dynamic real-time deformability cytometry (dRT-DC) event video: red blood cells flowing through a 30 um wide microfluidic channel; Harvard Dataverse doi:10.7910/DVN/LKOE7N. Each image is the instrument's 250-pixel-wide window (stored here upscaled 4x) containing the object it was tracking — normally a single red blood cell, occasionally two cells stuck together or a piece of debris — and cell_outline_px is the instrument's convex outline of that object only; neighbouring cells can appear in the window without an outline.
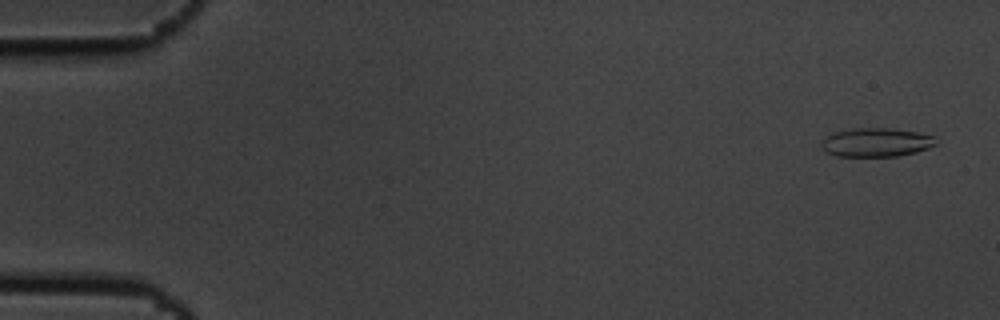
{"species": "common noctule bat (a hibernating species)", "species_latin": "Nyctalus noctula", "temperature_condition": "cold", "stored_images_in_passage": 56, "camera_frame_rate_fps": 3000, "um_per_image_px": 0.085, "animal": {"sex": "male", "body_mass_g": 19.5, "forearm_length_mm": 54.6}, "frame": {"image": 1, "passage_image": 3, "time_ms": 0.667, "image_size_px": [1000, 320], "cell_outline_px": [[936, 144], [928, 148], [916, 152], [896, 156], [836, 156], [820, 148], [820, 144], [828, 136], [836, 132], [852, 128], [892, 128], [916, 132], [936, 136]], "centroid_in_image_um": [74.5, 12.1], "position_along_channel_um": 10.5, "area_um2": 19.13}}
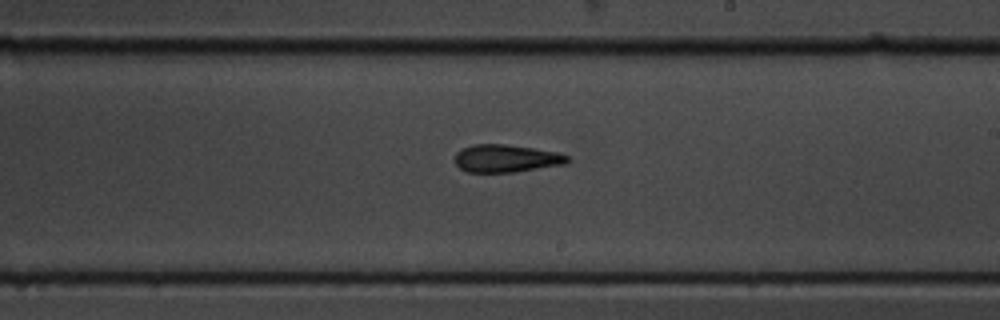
{"frame": {"image": 2, "passage_image": 33, "time_ms": 10.667, "image_size_px": [1000, 320], "cell_outline_px": [[568, 164], [512, 172], [468, 172], [460, 168], [452, 160], [456, 152], [472, 144], [508, 144], [560, 152], [568, 156]], "centroid_in_image_um": [43.02, 13.46], "position_along_channel_um": 246.0, "area_um2": 18.38}}
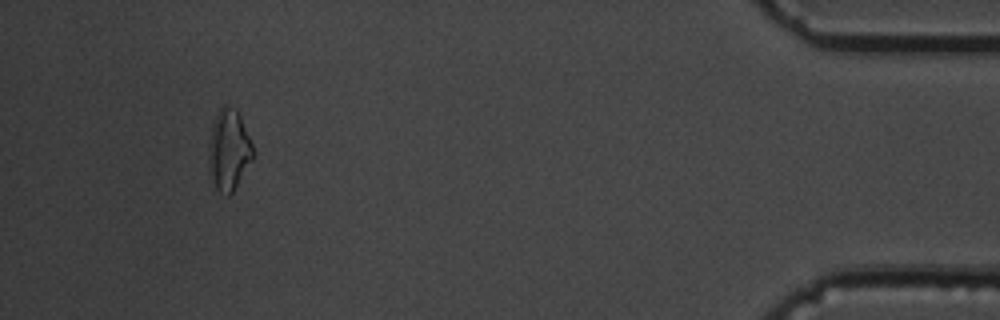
{"frame": {"image": 3, "passage_image": 52, "time_ms": 17.0, "image_size_px": [1000, 320], "cell_outline_px": [[252, 160], [232, 192], [228, 196], [220, 192], [216, 188], [208, 160], [208, 144], [212, 120], [220, 108], [224, 104], [236, 108], [240, 116], [252, 144]], "centroid_in_image_um": [19.42, 12.69], "position_along_channel_um": 415.8, "area_um2": 20.63}, "authors_computed_cell_mechanics": {"area_um2": 18.6694, "velocity_mm_per_s": 3.6665, "shape_relaxation_time_tau1_ms": 5.9148, "shape_relaxation_time_tau2_ms": null, "deformation_change_tau1": 0.1254, "deformation_change_tau2": null}}